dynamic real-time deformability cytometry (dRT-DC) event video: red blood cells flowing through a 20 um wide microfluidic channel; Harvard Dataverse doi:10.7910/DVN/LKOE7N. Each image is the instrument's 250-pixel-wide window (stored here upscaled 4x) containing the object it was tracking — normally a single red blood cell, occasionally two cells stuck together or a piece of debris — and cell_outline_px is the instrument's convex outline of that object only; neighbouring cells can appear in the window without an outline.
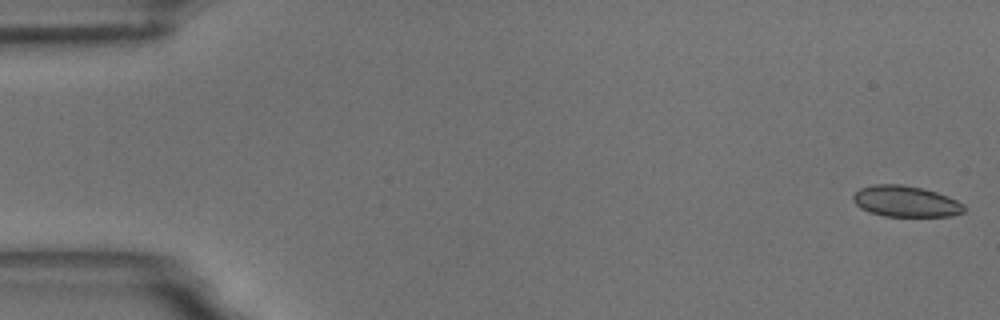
{"species": "common noctule bat (a hibernating species)", "species_latin": "Nyctalus noctula", "temperature_condition": "room temperature", "stored_images_in_passage": 16, "camera_frame_rate_fps": 3000, "um_per_image_px": 0.085, "animal": {"sex": "male", "body_mass_g": 18.8}, "frame": {"image": 1, "passage_image": 1, "time_ms": 0.0, "image_size_px": [1000, 320], "cell_outline_px": [[964, 212], [952, 216], [884, 216], [868, 212], [860, 208], [852, 200], [852, 196], [860, 188], [872, 184], [900, 184], [920, 188], [936, 192], [948, 196], [964, 204]], "centroid_in_image_um": [76.96, 17.12], "position_along_channel_um": 8.0, "area_um2": 20.11}}
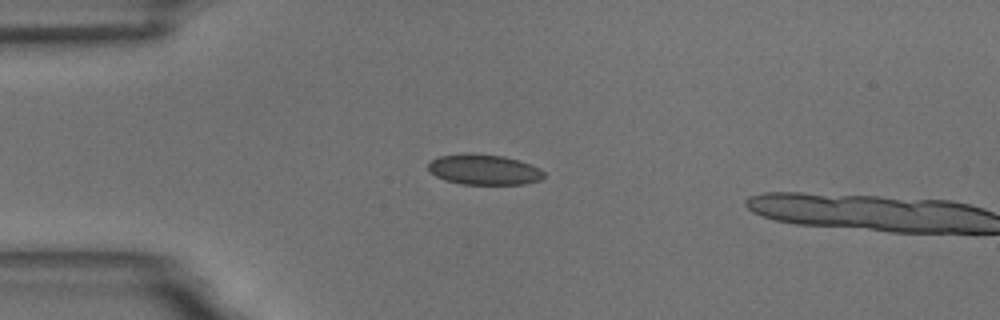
{"frame": {"image": 2, "passage_image": 14, "time_ms": 4.333, "image_size_px": [1000, 320], "cell_outline_px": [[544, 176], [540, 180], [524, 184], [460, 184], [444, 180], [436, 176], [428, 168], [428, 164], [432, 160], [440, 156], [504, 156], [540, 168], [544, 172]], "centroid_in_image_um": [41.17, 14.47], "position_along_channel_um": 43.8, "area_um2": 19.54}}